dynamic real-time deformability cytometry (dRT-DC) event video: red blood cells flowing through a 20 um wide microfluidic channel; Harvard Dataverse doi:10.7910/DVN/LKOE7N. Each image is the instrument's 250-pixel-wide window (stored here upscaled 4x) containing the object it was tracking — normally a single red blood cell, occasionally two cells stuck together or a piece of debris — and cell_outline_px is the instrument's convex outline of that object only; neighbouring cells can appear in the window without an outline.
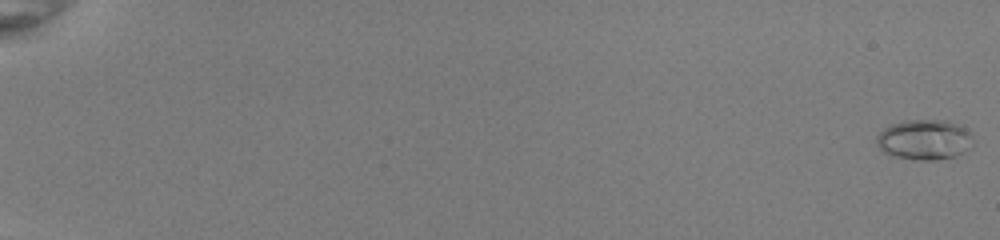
{"species": "common noctule bat (a hibernating species)", "species_latin": "Nyctalus noctula", "temperature_condition": "room temperature", "stored_images_in_passage": 54, "camera_frame_rate_fps": 3000, "um_per_image_px": 0.085, "animal": {"sex": "female", "body_mass_g": 22.0, "forearm_length_mm": 56.7}, "frame": {"image": 1, "passage_image": 1, "time_ms": 0.0, "image_size_px": [1000, 240], "cell_outline_px": [[972, 148], [956, 156], [936, 160], [920, 160], [896, 156], [884, 152], [876, 144], [876, 136], [884, 128], [892, 124], [904, 120], [948, 120], [960, 124], [972, 136]], "centroid_in_image_um": [78.6, 11.86], "position_along_channel_um": 6.4, "area_um2": 22.72}}
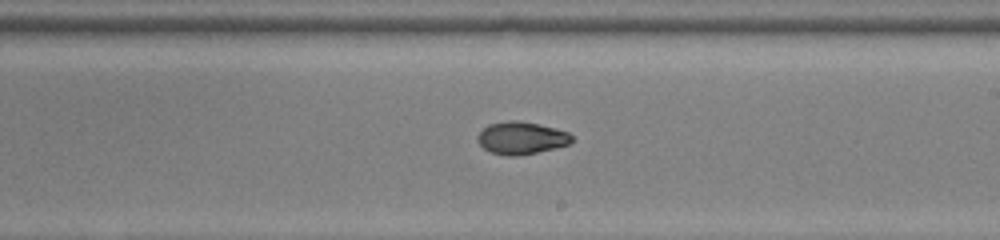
{"frame": {"image": 2, "passage_image": 35, "time_ms": 11.333, "image_size_px": [1000, 240], "cell_outline_px": [[572, 140], [568, 144], [556, 148], [520, 156], [508, 156], [492, 152], [484, 148], [476, 140], [476, 136], [488, 124], [508, 120], [516, 120], [556, 128], [568, 132], [572, 136]], "centroid_in_image_um": [44.3, 11.73], "position_along_channel_um": 244.7, "area_um2": 17.8}}
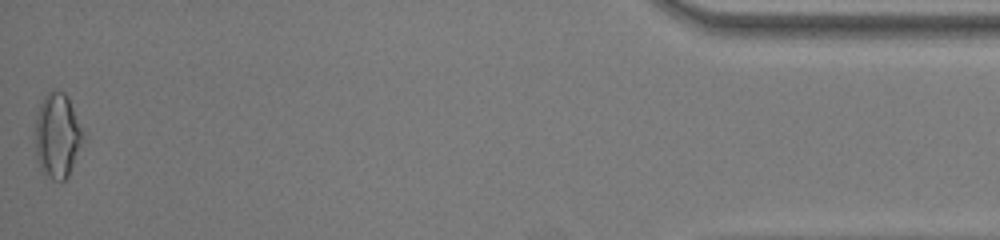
{"frame": {"image": 3, "passage_image": 54, "time_ms": 17.667, "image_size_px": [1000, 240], "cell_outline_px": [[84, 136], [68, 176], [64, 180], [52, 180], [40, 168], [36, 156], [36, 116], [40, 104], [44, 96], [52, 88], [56, 88], [64, 92], [84, 132]], "centroid_in_image_um": [4.86, 11.5], "position_along_channel_um": 430.3, "area_um2": 23.24}, "authors_computed_cell_mechanics": {"area_um2": 18.3515, "velocity_mm_per_s": 4.0239, "shape_relaxation_time_tau1_ms": 4.644, "shape_relaxation_time_tau2_ms": 1.8111, "deformation_change_tau1": 0.2012, "deformation_change_tau2": 0.0566}}